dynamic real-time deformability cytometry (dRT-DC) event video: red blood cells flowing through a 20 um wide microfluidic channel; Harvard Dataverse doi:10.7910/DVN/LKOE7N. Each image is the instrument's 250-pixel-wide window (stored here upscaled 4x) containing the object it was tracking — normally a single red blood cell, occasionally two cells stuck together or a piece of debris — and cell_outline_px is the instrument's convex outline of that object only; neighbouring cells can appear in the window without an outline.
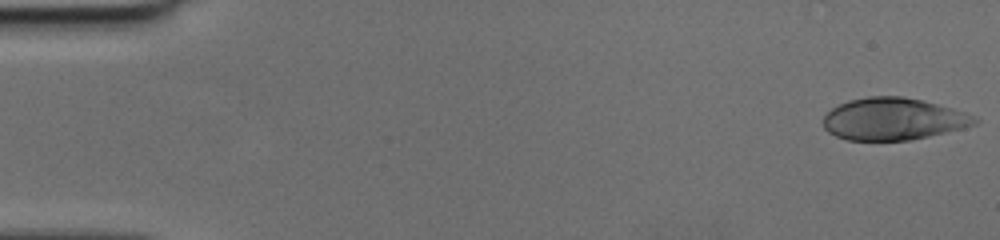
{"species": "human", "species_latin": "Homo sapiens", "temperature_condition": "cold", "stored_images_in_passage": 15, "camera_frame_rate_fps": 3000, "um_per_image_px": 0.085, "donor": {"sex": "female"}, "frame": {"image": 1, "passage_image": 1, "time_ms": 0.0, "image_size_px": [1000, 240], "cell_outline_px": [[980, 120], [976, 124], [964, 128], [912, 140], [848, 140], [836, 136], [828, 132], [824, 128], [824, 116], [832, 108], [848, 100], [868, 96], [904, 96], [924, 100], [952, 108], [964, 112]], "centroid_in_image_um": [75.93, 10.11], "position_along_channel_um": 9.1, "area_um2": 37.22}}